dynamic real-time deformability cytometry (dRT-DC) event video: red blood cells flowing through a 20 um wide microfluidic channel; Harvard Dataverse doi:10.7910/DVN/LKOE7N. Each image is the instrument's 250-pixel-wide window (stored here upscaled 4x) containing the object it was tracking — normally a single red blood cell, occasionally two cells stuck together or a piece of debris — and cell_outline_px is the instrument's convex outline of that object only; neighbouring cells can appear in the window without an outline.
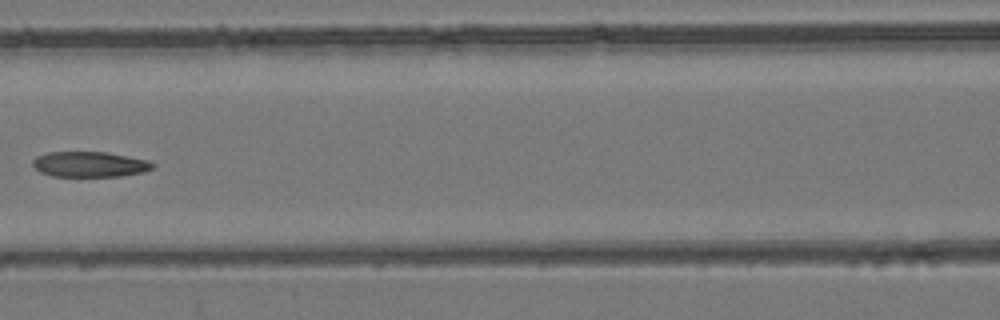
{"species": "common noctule bat (a hibernating species)", "species_latin": "Nyctalus noctula", "temperature_condition": "room temperature", "stored_images_in_passage": 7, "camera_frame_rate_fps": 3000, "um_per_image_px": 0.085, "animal": {"sex": "female", "body_mass_g": 24.6, "forearm_length_mm": 56.2}, "frame": {"image": 1, "passage_image": 7, "time_ms": 7.667, "image_size_px": [1000, 320], "cell_outline_px": [[156, 164], [152, 168], [144, 172], [120, 176], [52, 176], [40, 172], [32, 164], [32, 160], [36, 156], [48, 152], [108, 152], [148, 160]], "centroid_in_image_um": [7.63, 13.96], "position_along_channel_um": 159.0, "area_um2": 17.8}}